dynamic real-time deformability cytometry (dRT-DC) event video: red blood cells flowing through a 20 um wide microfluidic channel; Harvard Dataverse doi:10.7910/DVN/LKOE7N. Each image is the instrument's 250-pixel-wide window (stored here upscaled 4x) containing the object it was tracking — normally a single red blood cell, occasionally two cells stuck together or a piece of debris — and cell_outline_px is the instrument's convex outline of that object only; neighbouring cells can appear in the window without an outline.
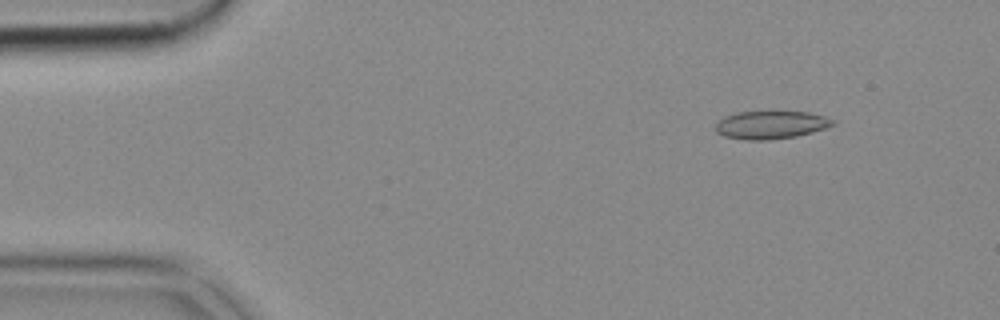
{"species": "common noctule bat (a hibernating species)", "species_latin": "Nyctalus noctula", "temperature_condition": "cold", "stored_images_in_passage": 52, "camera_frame_rate_fps": 3000, "um_per_image_px": 0.085, "animal": {"sex": "female", "body_mass_g": 18.4}, "frame": {"image": 1, "passage_image": 6, "time_ms": 1.667, "image_size_px": [1000, 320], "cell_outline_px": [[836, 124], [828, 128], [796, 136], [768, 140], [744, 140], [724, 136], [716, 132], [716, 124], [724, 116], [736, 112], [808, 112], [824, 116], [836, 120]], "centroid_in_image_um": [65.55, 10.62], "position_along_channel_um": 19.4, "area_um2": 19.19}}
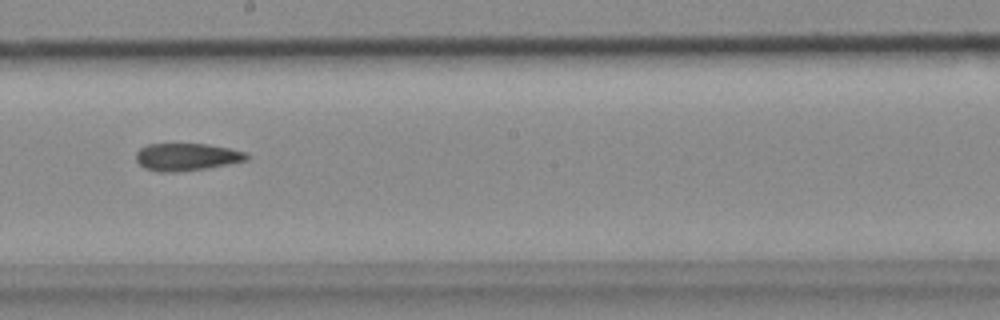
{"frame": {"image": 2, "passage_image": 29, "time_ms": 9.333, "image_size_px": [1000, 320], "cell_outline_px": [[248, 160], [208, 168], [172, 172], [160, 172], [144, 168], [136, 160], [136, 152], [140, 148], [148, 144], [208, 144], [248, 152]], "centroid_in_image_um": [15.87, 13.33], "position_along_channel_um": 232.3, "area_um2": 17.69}}
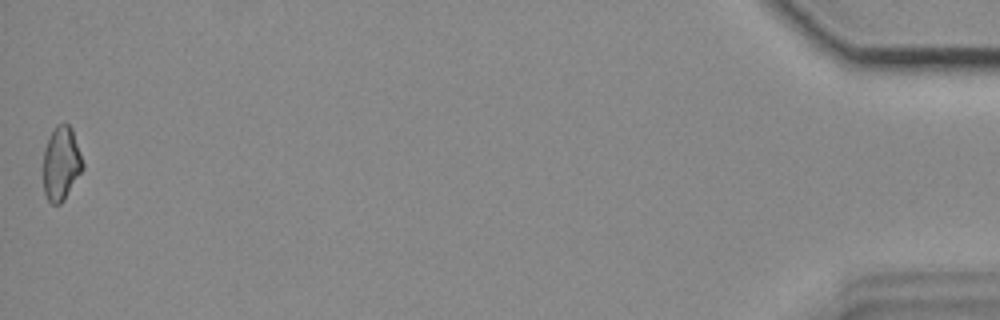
{"frame": {"image": 3, "passage_image": 52, "time_ms": 17.0, "image_size_px": [1000, 320], "cell_outline_px": [[84, 168], [64, 200], [60, 204], [52, 204], [48, 200], [44, 192], [44, 148], [56, 124], [68, 124], [72, 128], [84, 164]], "centroid_in_image_um": [5.21, 13.9], "position_along_channel_um": 430.0, "area_um2": 16.88}}